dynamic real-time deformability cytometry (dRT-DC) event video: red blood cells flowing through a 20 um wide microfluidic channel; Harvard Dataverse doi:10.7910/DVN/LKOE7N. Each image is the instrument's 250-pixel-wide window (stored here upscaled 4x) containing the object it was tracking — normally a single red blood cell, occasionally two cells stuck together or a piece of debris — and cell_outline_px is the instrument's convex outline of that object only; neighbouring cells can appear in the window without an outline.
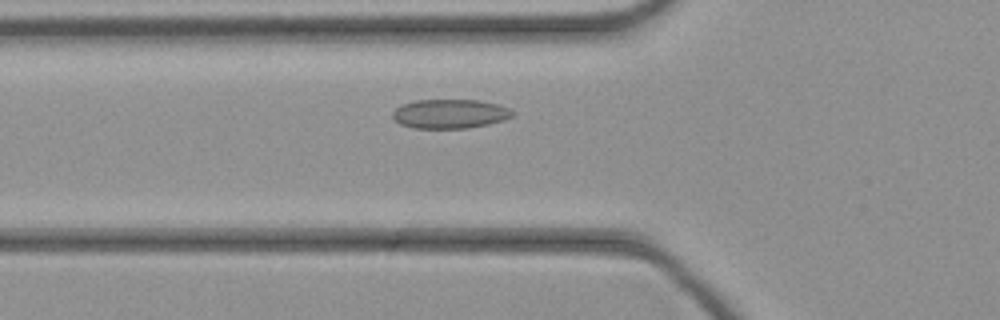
{"species": "common noctule bat (a hibernating species)", "species_latin": "Nyctalus noctula", "temperature_condition": "cold", "stored_images_in_passage": 40, "camera_frame_rate_fps": 3000, "um_per_image_px": 0.085, "animal": {"sex": "female", "body_mass_g": 21.9}, "frame": {"image": 1, "passage_image": 10, "time_ms": 3.0, "image_size_px": [1000, 320], "cell_outline_px": [[512, 116], [504, 120], [488, 124], [468, 128], [412, 128], [400, 124], [392, 116], [392, 112], [400, 104], [416, 100], [480, 100], [496, 104], [508, 108], [512, 112]], "centroid_in_image_um": [38.2, 9.67], "position_along_channel_um": 87.6, "area_um2": 20.35}}
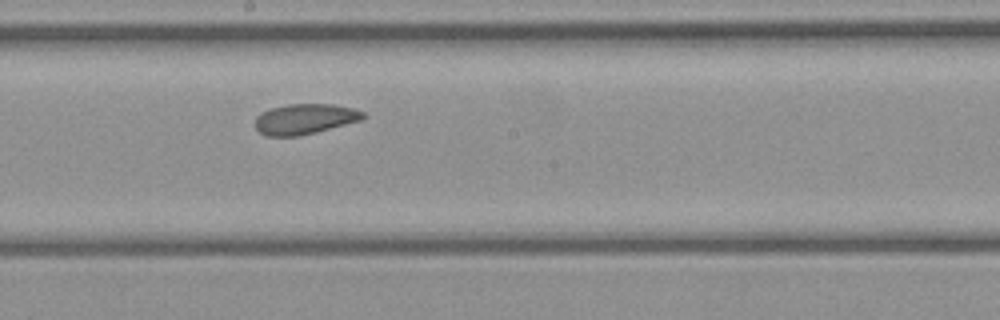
{"frame": {"image": 2, "passage_image": 19, "time_ms": 6.0, "image_size_px": [1000, 320], "cell_outline_px": [[368, 116], [360, 120], [316, 132], [300, 136], [268, 136], [260, 132], [256, 128], [256, 116], [260, 112], [272, 108], [288, 104], [332, 104], [352, 108], [364, 112]], "centroid_in_image_um": [25.91, 10.11], "position_along_channel_um": 222.3, "area_um2": 19.02}}
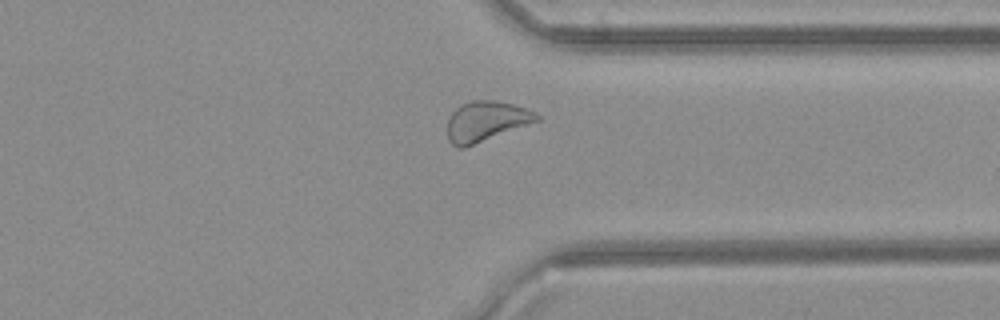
{"frame": {"image": 3, "passage_image": 29, "time_ms": 9.333, "image_size_px": [1000, 320], "cell_outline_px": [[540, 120], [464, 148], [456, 148], [448, 140], [448, 120], [452, 112], [460, 104], [472, 100], [496, 100], [512, 104], [536, 112], [540, 116]], "centroid_in_image_um": [41.3, 10.3], "position_along_channel_um": 370.1, "area_um2": 20.87}}